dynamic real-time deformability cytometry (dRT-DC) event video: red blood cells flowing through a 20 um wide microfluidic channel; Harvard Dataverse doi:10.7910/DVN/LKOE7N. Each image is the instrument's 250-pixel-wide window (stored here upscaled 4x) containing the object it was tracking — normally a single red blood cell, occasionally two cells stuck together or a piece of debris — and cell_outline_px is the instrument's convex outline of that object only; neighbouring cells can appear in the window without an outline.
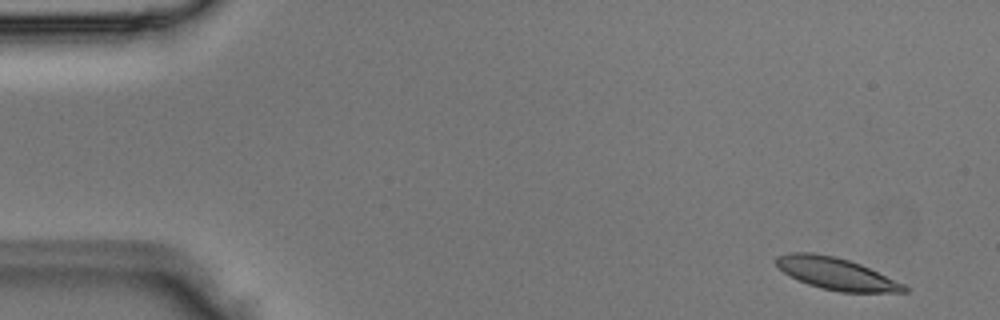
{"species": "Egyptian fruit bat (a non-hibernating species)", "species_latin": "Rousettus aegyptiacus", "temperature_condition": "room temperature", "stored_images_in_passage": 4, "camera_frame_rate_fps": 3000, "um_per_image_px": 0.085, "animal": {"sex": "male"}, "frame": {"image": 1, "passage_image": 1, "time_ms": 0.0, "image_size_px": [1000, 320], "cell_outline_px": [[908, 292], [840, 292], [820, 288], [808, 284], [784, 272], [776, 264], [776, 256], [788, 252], [812, 252], [836, 256], [860, 264], [904, 284], [908, 288]], "centroid_in_image_um": [71.07, 23.25], "position_along_channel_um": 13.9, "area_um2": 23.64}}
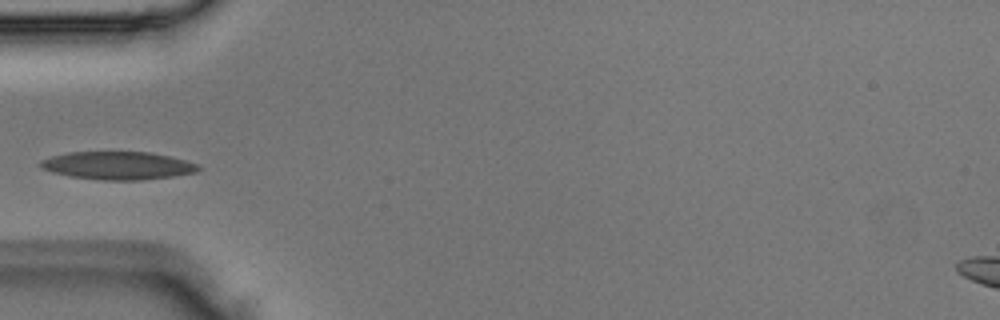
{"frame": {"image": 2, "passage_image": 4, "time_ms": 1.0, "image_size_px": [1000, 320], "cell_outline_px": [[200, 168], [196, 172], [172, 176], [140, 180], [100, 180], [68, 176], [52, 172], [40, 168], [40, 160], [52, 156], [68, 152], [148, 152], [168, 156], [200, 164]], "centroid_in_image_um": [9.98, 14.07], "position_along_channel_um": 75.0, "area_um2": 25.66}}